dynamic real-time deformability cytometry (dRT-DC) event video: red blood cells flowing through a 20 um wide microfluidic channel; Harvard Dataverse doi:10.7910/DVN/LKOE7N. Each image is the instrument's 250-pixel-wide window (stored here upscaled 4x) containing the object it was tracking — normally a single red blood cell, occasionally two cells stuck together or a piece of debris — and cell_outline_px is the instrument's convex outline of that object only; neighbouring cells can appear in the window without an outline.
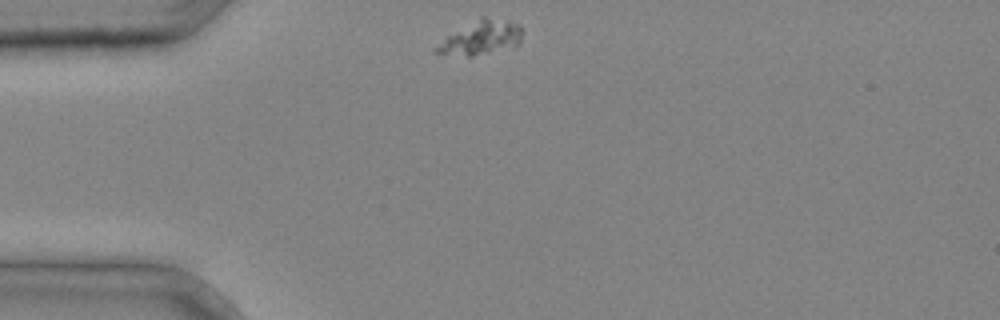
{"species": "common noctule bat (a hibernating species)", "species_latin": "Nyctalus noctula", "temperature_condition": "cold", "stored_images_in_passage": 1, "camera_frame_rate_fps": 3000, "um_per_image_px": 0.085, "animal": {"sex": "male", "body_mass_g": 20.4}, "frame": {"image": 1, "passage_image": 1, "time_ms": 0.0, "image_size_px": [1000, 320], "cell_outline_px": [[520, 40], [516, 44], [488, 52], [472, 56], [468, 56], [432, 52], [432, 48], [448, 36], [480, 16], [484, 16], [508, 20], [520, 24]], "centroid_in_image_um": [40.84, 3.17], "position_along_channel_um": 44.2, "area_um2": 16.47}}